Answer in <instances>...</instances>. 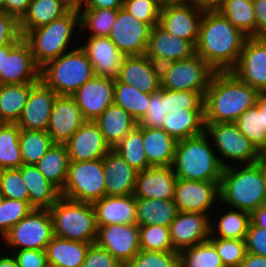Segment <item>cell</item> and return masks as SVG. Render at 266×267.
I'll list each match as a JSON object with an SVG mask.
<instances>
[{"mask_svg":"<svg viewBox=\"0 0 266 267\" xmlns=\"http://www.w3.org/2000/svg\"><path fill=\"white\" fill-rule=\"evenodd\" d=\"M19 144L23 164L35 165L54 143L47 131L21 129Z\"/></svg>","mask_w":266,"mask_h":267,"instance_id":"cell-43","label":"cell"},{"mask_svg":"<svg viewBox=\"0 0 266 267\" xmlns=\"http://www.w3.org/2000/svg\"><path fill=\"white\" fill-rule=\"evenodd\" d=\"M161 87L172 91L199 92L203 97L216 72L198 54L160 66Z\"/></svg>","mask_w":266,"mask_h":267,"instance_id":"cell-10","label":"cell"},{"mask_svg":"<svg viewBox=\"0 0 266 267\" xmlns=\"http://www.w3.org/2000/svg\"><path fill=\"white\" fill-rule=\"evenodd\" d=\"M112 150L137 171L150 167L144 152L143 127L139 124L123 139L119 140Z\"/></svg>","mask_w":266,"mask_h":267,"instance_id":"cell-40","label":"cell"},{"mask_svg":"<svg viewBox=\"0 0 266 267\" xmlns=\"http://www.w3.org/2000/svg\"><path fill=\"white\" fill-rule=\"evenodd\" d=\"M53 236V221L49 210L34 208L15 224L0 241H3V246L6 247L4 248L5 251L45 250Z\"/></svg>","mask_w":266,"mask_h":267,"instance_id":"cell-11","label":"cell"},{"mask_svg":"<svg viewBox=\"0 0 266 267\" xmlns=\"http://www.w3.org/2000/svg\"><path fill=\"white\" fill-rule=\"evenodd\" d=\"M81 267H124L110 252L96 242L90 244Z\"/></svg>","mask_w":266,"mask_h":267,"instance_id":"cell-55","label":"cell"},{"mask_svg":"<svg viewBox=\"0 0 266 267\" xmlns=\"http://www.w3.org/2000/svg\"><path fill=\"white\" fill-rule=\"evenodd\" d=\"M124 267H180L178 251L140 250Z\"/></svg>","mask_w":266,"mask_h":267,"instance_id":"cell-50","label":"cell"},{"mask_svg":"<svg viewBox=\"0 0 266 267\" xmlns=\"http://www.w3.org/2000/svg\"><path fill=\"white\" fill-rule=\"evenodd\" d=\"M94 122L111 149L138 125L130 113L115 104L110 105Z\"/></svg>","mask_w":266,"mask_h":267,"instance_id":"cell-33","label":"cell"},{"mask_svg":"<svg viewBox=\"0 0 266 267\" xmlns=\"http://www.w3.org/2000/svg\"><path fill=\"white\" fill-rule=\"evenodd\" d=\"M196 54V47L162 29L158 24L152 27L146 55L158 66L183 60Z\"/></svg>","mask_w":266,"mask_h":267,"instance_id":"cell-23","label":"cell"},{"mask_svg":"<svg viewBox=\"0 0 266 267\" xmlns=\"http://www.w3.org/2000/svg\"><path fill=\"white\" fill-rule=\"evenodd\" d=\"M123 8L152 27L158 24L161 4L156 0H124Z\"/></svg>","mask_w":266,"mask_h":267,"instance_id":"cell-54","label":"cell"},{"mask_svg":"<svg viewBox=\"0 0 266 267\" xmlns=\"http://www.w3.org/2000/svg\"><path fill=\"white\" fill-rule=\"evenodd\" d=\"M97 226L137 224L136 197L104 196L93 204Z\"/></svg>","mask_w":266,"mask_h":267,"instance_id":"cell-28","label":"cell"},{"mask_svg":"<svg viewBox=\"0 0 266 267\" xmlns=\"http://www.w3.org/2000/svg\"><path fill=\"white\" fill-rule=\"evenodd\" d=\"M256 105L264 113L265 126H266V92H259Z\"/></svg>","mask_w":266,"mask_h":267,"instance_id":"cell-66","label":"cell"},{"mask_svg":"<svg viewBox=\"0 0 266 267\" xmlns=\"http://www.w3.org/2000/svg\"><path fill=\"white\" fill-rule=\"evenodd\" d=\"M140 249L147 251H175L170 240L169 226L144 225L139 226Z\"/></svg>","mask_w":266,"mask_h":267,"instance_id":"cell-47","label":"cell"},{"mask_svg":"<svg viewBox=\"0 0 266 267\" xmlns=\"http://www.w3.org/2000/svg\"><path fill=\"white\" fill-rule=\"evenodd\" d=\"M29 191V202L36 209H49L60 197V191L52 185L35 165L19 167Z\"/></svg>","mask_w":266,"mask_h":267,"instance_id":"cell-30","label":"cell"},{"mask_svg":"<svg viewBox=\"0 0 266 267\" xmlns=\"http://www.w3.org/2000/svg\"><path fill=\"white\" fill-rule=\"evenodd\" d=\"M114 83L115 79L94 76L71 95L86 121H95L114 104Z\"/></svg>","mask_w":266,"mask_h":267,"instance_id":"cell-18","label":"cell"},{"mask_svg":"<svg viewBox=\"0 0 266 267\" xmlns=\"http://www.w3.org/2000/svg\"><path fill=\"white\" fill-rule=\"evenodd\" d=\"M219 184L220 182L178 178L174 196L178 212L203 213L210 217L215 215L214 212L216 208L218 210L220 203Z\"/></svg>","mask_w":266,"mask_h":267,"instance_id":"cell-13","label":"cell"},{"mask_svg":"<svg viewBox=\"0 0 266 267\" xmlns=\"http://www.w3.org/2000/svg\"><path fill=\"white\" fill-rule=\"evenodd\" d=\"M239 267H266V257L247 252Z\"/></svg>","mask_w":266,"mask_h":267,"instance_id":"cell-62","label":"cell"},{"mask_svg":"<svg viewBox=\"0 0 266 267\" xmlns=\"http://www.w3.org/2000/svg\"><path fill=\"white\" fill-rule=\"evenodd\" d=\"M205 10H216L224 0H193Z\"/></svg>","mask_w":266,"mask_h":267,"instance_id":"cell-64","label":"cell"},{"mask_svg":"<svg viewBox=\"0 0 266 267\" xmlns=\"http://www.w3.org/2000/svg\"><path fill=\"white\" fill-rule=\"evenodd\" d=\"M234 123L257 150L266 142L264 113L257 105L244 111Z\"/></svg>","mask_w":266,"mask_h":267,"instance_id":"cell-46","label":"cell"},{"mask_svg":"<svg viewBox=\"0 0 266 267\" xmlns=\"http://www.w3.org/2000/svg\"><path fill=\"white\" fill-rule=\"evenodd\" d=\"M4 198L29 202V191L19 168L4 169L0 181Z\"/></svg>","mask_w":266,"mask_h":267,"instance_id":"cell-51","label":"cell"},{"mask_svg":"<svg viewBox=\"0 0 266 267\" xmlns=\"http://www.w3.org/2000/svg\"><path fill=\"white\" fill-rule=\"evenodd\" d=\"M90 244L54 235L45 248L48 265L52 267H81Z\"/></svg>","mask_w":266,"mask_h":267,"instance_id":"cell-31","label":"cell"},{"mask_svg":"<svg viewBox=\"0 0 266 267\" xmlns=\"http://www.w3.org/2000/svg\"><path fill=\"white\" fill-rule=\"evenodd\" d=\"M178 213L174 199L136 198L137 224L169 226Z\"/></svg>","mask_w":266,"mask_h":267,"instance_id":"cell-37","label":"cell"},{"mask_svg":"<svg viewBox=\"0 0 266 267\" xmlns=\"http://www.w3.org/2000/svg\"><path fill=\"white\" fill-rule=\"evenodd\" d=\"M165 107V89L150 94L149 106L145 116L138 122L141 127L163 128L164 118L167 115Z\"/></svg>","mask_w":266,"mask_h":267,"instance_id":"cell-53","label":"cell"},{"mask_svg":"<svg viewBox=\"0 0 266 267\" xmlns=\"http://www.w3.org/2000/svg\"><path fill=\"white\" fill-rule=\"evenodd\" d=\"M156 1L159 2L161 5H164V4L176 3L181 0H156Z\"/></svg>","mask_w":266,"mask_h":267,"instance_id":"cell-70","label":"cell"},{"mask_svg":"<svg viewBox=\"0 0 266 267\" xmlns=\"http://www.w3.org/2000/svg\"><path fill=\"white\" fill-rule=\"evenodd\" d=\"M70 9L80 10L84 7L86 0H62Z\"/></svg>","mask_w":266,"mask_h":267,"instance_id":"cell-68","label":"cell"},{"mask_svg":"<svg viewBox=\"0 0 266 267\" xmlns=\"http://www.w3.org/2000/svg\"><path fill=\"white\" fill-rule=\"evenodd\" d=\"M124 0H86L81 9H119L123 7Z\"/></svg>","mask_w":266,"mask_h":267,"instance_id":"cell-61","label":"cell"},{"mask_svg":"<svg viewBox=\"0 0 266 267\" xmlns=\"http://www.w3.org/2000/svg\"><path fill=\"white\" fill-rule=\"evenodd\" d=\"M261 168L262 178L266 187V165H258Z\"/></svg>","mask_w":266,"mask_h":267,"instance_id":"cell-69","label":"cell"},{"mask_svg":"<svg viewBox=\"0 0 266 267\" xmlns=\"http://www.w3.org/2000/svg\"><path fill=\"white\" fill-rule=\"evenodd\" d=\"M220 205V210L224 213L221 212L219 215L216 210L215 214L218 216L210 217V237L245 240L251 222L250 213L229 207L224 210V206L219 203Z\"/></svg>","mask_w":266,"mask_h":267,"instance_id":"cell-34","label":"cell"},{"mask_svg":"<svg viewBox=\"0 0 266 267\" xmlns=\"http://www.w3.org/2000/svg\"><path fill=\"white\" fill-rule=\"evenodd\" d=\"M246 250L249 253L266 257V229L250 222L245 238Z\"/></svg>","mask_w":266,"mask_h":267,"instance_id":"cell-58","label":"cell"},{"mask_svg":"<svg viewBox=\"0 0 266 267\" xmlns=\"http://www.w3.org/2000/svg\"><path fill=\"white\" fill-rule=\"evenodd\" d=\"M2 63H3V46H0V73H2Z\"/></svg>","mask_w":266,"mask_h":267,"instance_id":"cell-71","label":"cell"},{"mask_svg":"<svg viewBox=\"0 0 266 267\" xmlns=\"http://www.w3.org/2000/svg\"><path fill=\"white\" fill-rule=\"evenodd\" d=\"M80 30L79 10L70 9L62 17L47 25L20 32L30 47L35 63L41 68L47 62L74 49L75 47L72 48V45L76 44L75 39H77L74 35H81L82 33H78L81 32Z\"/></svg>","mask_w":266,"mask_h":267,"instance_id":"cell-3","label":"cell"},{"mask_svg":"<svg viewBox=\"0 0 266 267\" xmlns=\"http://www.w3.org/2000/svg\"><path fill=\"white\" fill-rule=\"evenodd\" d=\"M31 0H5L4 12L20 21L26 14Z\"/></svg>","mask_w":266,"mask_h":267,"instance_id":"cell-60","label":"cell"},{"mask_svg":"<svg viewBox=\"0 0 266 267\" xmlns=\"http://www.w3.org/2000/svg\"><path fill=\"white\" fill-rule=\"evenodd\" d=\"M106 196L132 195L138 171L112 149L103 157Z\"/></svg>","mask_w":266,"mask_h":267,"instance_id":"cell-27","label":"cell"},{"mask_svg":"<svg viewBox=\"0 0 266 267\" xmlns=\"http://www.w3.org/2000/svg\"><path fill=\"white\" fill-rule=\"evenodd\" d=\"M60 194L66 199L91 204L106 196L103 158L70 161Z\"/></svg>","mask_w":266,"mask_h":267,"instance_id":"cell-8","label":"cell"},{"mask_svg":"<svg viewBox=\"0 0 266 267\" xmlns=\"http://www.w3.org/2000/svg\"><path fill=\"white\" fill-rule=\"evenodd\" d=\"M69 162L65 144H53L35 166L61 192L66 181Z\"/></svg>","mask_w":266,"mask_h":267,"instance_id":"cell-38","label":"cell"},{"mask_svg":"<svg viewBox=\"0 0 266 267\" xmlns=\"http://www.w3.org/2000/svg\"><path fill=\"white\" fill-rule=\"evenodd\" d=\"M94 76L92 63L79 45L40 70V80L59 96H71Z\"/></svg>","mask_w":266,"mask_h":267,"instance_id":"cell-6","label":"cell"},{"mask_svg":"<svg viewBox=\"0 0 266 267\" xmlns=\"http://www.w3.org/2000/svg\"><path fill=\"white\" fill-rule=\"evenodd\" d=\"M79 41V46L92 63L95 76L116 79L120 73L125 55L109 37H86Z\"/></svg>","mask_w":266,"mask_h":267,"instance_id":"cell-21","label":"cell"},{"mask_svg":"<svg viewBox=\"0 0 266 267\" xmlns=\"http://www.w3.org/2000/svg\"><path fill=\"white\" fill-rule=\"evenodd\" d=\"M55 236L95 243L98 234L96 214L91 203L60 197L49 209Z\"/></svg>","mask_w":266,"mask_h":267,"instance_id":"cell-7","label":"cell"},{"mask_svg":"<svg viewBox=\"0 0 266 267\" xmlns=\"http://www.w3.org/2000/svg\"><path fill=\"white\" fill-rule=\"evenodd\" d=\"M96 243L105 248L125 266L141 250L139 225L111 224L98 226Z\"/></svg>","mask_w":266,"mask_h":267,"instance_id":"cell-16","label":"cell"},{"mask_svg":"<svg viewBox=\"0 0 266 267\" xmlns=\"http://www.w3.org/2000/svg\"><path fill=\"white\" fill-rule=\"evenodd\" d=\"M70 8L62 0H31L29 8L19 21L20 31H30L62 17Z\"/></svg>","mask_w":266,"mask_h":267,"instance_id":"cell-36","label":"cell"},{"mask_svg":"<svg viewBox=\"0 0 266 267\" xmlns=\"http://www.w3.org/2000/svg\"><path fill=\"white\" fill-rule=\"evenodd\" d=\"M216 10L246 36L256 38V16L252 0H224Z\"/></svg>","mask_w":266,"mask_h":267,"instance_id":"cell-39","label":"cell"},{"mask_svg":"<svg viewBox=\"0 0 266 267\" xmlns=\"http://www.w3.org/2000/svg\"><path fill=\"white\" fill-rule=\"evenodd\" d=\"M16 124L3 123L0 127V166L3 169L19 168L23 164Z\"/></svg>","mask_w":266,"mask_h":267,"instance_id":"cell-44","label":"cell"},{"mask_svg":"<svg viewBox=\"0 0 266 267\" xmlns=\"http://www.w3.org/2000/svg\"><path fill=\"white\" fill-rule=\"evenodd\" d=\"M176 141L205 132L204 109L172 111L164 118L163 128Z\"/></svg>","mask_w":266,"mask_h":267,"instance_id":"cell-32","label":"cell"},{"mask_svg":"<svg viewBox=\"0 0 266 267\" xmlns=\"http://www.w3.org/2000/svg\"><path fill=\"white\" fill-rule=\"evenodd\" d=\"M117 79L151 94L161 89V69L146 54L125 56Z\"/></svg>","mask_w":266,"mask_h":267,"instance_id":"cell-20","label":"cell"},{"mask_svg":"<svg viewBox=\"0 0 266 267\" xmlns=\"http://www.w3.org/2000/svg\"><path fill=\"white\" fill-rule=\"evenodd\" d=\"M3 199H4V196H3L2 193L0 192V204L2 203Z\"/></svg>","mask_w":266,"mask_h":267,"instance_id":"cell-74","label":"cell"},{"mask_svg":"<svg viewBox=\"0 0 266 267\" xmlns=\"http://www.w3.org/2000/svg\"><path fill=\"white\" fill-rule=\"evenodd\" d=\"M80 31L85 37H109L117 9H80ZM87 30V31H86Z\"/></svg>","mask_w":266,"mask_h":267,"instance_id":"cell-42","label":"cell"},{"mask_svg":"<svg viewBox=\"0 0 266 267\" xmlns=\"http://www.w3.org/2000/svg\"><path fill=\"white\" fill-rule=\"evenodd\" d=\"M250 220L252 224L266 229V203L250 214Z\"/></svg>","mask_w":266,"mask_h":267,"instance_id":"cell-63","label":"cell"},{"mask_svg":"<svg viewBox=\"0 0 266 267\" xmlns=\"http://www.w3.org/2000/svg\"><path fill=\"white\" fill-rule=\"evenodd\" d=\"M165 107L167 113L184 109H204V97L199 92L165 89Z\"/></svg>","mask_w":266,"mask_h":267,"instance_id":"cell-52","label":"cell"},{"mask_svg":"<svg viewBox=\"0 0 266 267\" xmlns=\"http://www.w3.org/2000/svg\"><path fill=\"white\" fill-rule=\"evenodd\" d=\"M5 0H0V12H4Z\"/></svg>","mask_w":266,"mask_h":267,"instance_id":"cell-72","label":"cell"},{"mask_svg":"<svg viewBox=\"0 0 266 267\" xmlns=\"http://www.w3.org/2000/svg\"><path fill=\"white\" fill-rule=\"evenodd\" d=\"M18 267H48L45 250L23 249L8 251Z\"/></svg>","mask_w":266,"mask_h":267,"instance_id":"cell-57","label":"cell"},{"mask_svg":"<svg viewBox=\"0 0 266 267\" xmlns=\"http://www.w3.org/2000/svg\"><path fill=\"white\" fill-rule=\"evenodd\" d=\"M150 94L142 93L138 88L120 82L114 83V104L122 107L139 122L146 114Z\"/></svg>","mask_w":266,"mask_h":267,"instance_id":"cell-41","label":"cell"},{"mask_svg":"<svg viewBox=\"0 0 266 267\" xmlns=\"http://www.w3.org/2000/svg\"><path fill=\"white\" fill-rule=\"evenodd\" d=\"M41 68L35 63L27 42L3 45L2 73L0 84H24L40 81Z\"/></svg>","mask_w":266,"mask_h":267,"instance_id":"cell-14","label":"cell"},{"mask_svg":"<svg viewBox=\"0 0 266 267\" xmlns=\"http://www.w3.org/2000/svg\"><path fill=\"white\" fill-rule=\"evenodd\" d=\"M204 11L193 0L164 4L161 5L158 25L175 37L190 41L196 47Z\"/></svg>","mask_w":266,"mask_h":267,"instance_id":"cell-12","label":"cell"},{"mask_svg":"<svg viewBox=\"0 0 266 267\" xmlns=\"http://www.w3.org/2000/svg\"><path fill=\"white\" fill-rule=\"evenodd\" d=\"M180 267H224L222 260L210 241L184 248L179 252Z\"/></svg>","mask_w":266,"mask_h":267,"instance_id":"cell-45","label":"cell"},{"mask_svg":"<svg viewBox=\"0 0 266 267\" xmlns=\"http://www.w3.org/2000/svg\"><path fill=\"white\" fill-rule=\"evenodd\" d=\"M219 193L220 204L251 214L266 203V187L261 168L256 163L225 167Z\"/></svg>","mask_w":266,"mask_h":267,"instance_id":"cell-5","label":"cell"},{"mask_svg":"<svg viewBox=\"0 0 266 267\" xmlns=\"http://www.w3.org/2000/svg\"><path fill=\"white\" fill-rule=\"evenodd\" d=\"M258 94L231 71L215 72L204 96L205 123H234L256 105Z\"/></svg>","mask_w":266,"mask_h":267,"instance_id":"cell-2","label":"cell"},{"mask_svg":"<svg viewBox=\"0 0 266 267\" xmlns=\"http://www.w3.org/2000/svg\"><path fill=\"white\" fill-rule=\"evenodd\" d=\"M248 38L217 10H205L200 24L196 54L216 72L232 71Z\"/></svg>","mask_w":266,"mask_h":267,"instance_id":"cell-1","label":"cell"},{"mask_svg":"<svg viewBox=\"0 0 266 267\" xmlns=\"http://www.w3.org/2000/svg\"><path fill=\"white\" fill-rule=\"evenodd\" d=\"M171 167L177 178L207 182H220L224 170L205 132L177 141Z\"/></svg>","mask_w":266,"mask_h":267,"instance_id":"cell-4","label":"cell"},{"mask_svg":"<svg viewBox=\"0 0 266 267\" xmlns=\"http://www.w3.org/2000/svg\"><path fill=\"white\" fill-rule=\"evenodd\" d=\"M33 209L30 202L4 198L0 204V239Z\"/></svg>","mask_w":266,"mask_h":267,"instance_id":"cell-48","label":"cell"},{"mask_svg":"<svg viewBox=\"0 0 266 267\" xmlns=\"http://www.w3.org/2000/svg\"><path fill=\"white\" fill-rule=\"evenodd\" d=\"M224 267H239L247 253L245 240L209 237Z\"/></svg>","mask_w":266,"mask_h":267,"instance_id":"cell-49","label":"cell"},{"mask_svg":"<svg viewBox=\"0 0 266 267\" xmlns=\"http://www.w3.org/2000/svg\"><path fill=\"white\" fill-rule=\"evenodd\" d=\"M38 82L24 84H0V120L16 124L27 103L31 89Z\"/></svg>","mask_w":266,"mask_h":267,"instance_id":"cell-35","label":"cell"},{"mask_svg":"<svg viewBox=\"0 0 266 267\" xmlns=\"http://www.w3.org/2000/svg\"><path fill=\"white\" fill-rule=\"evenodd\" d=\"M205 133L224 168L257 162L256 147L239 131L235 123H205Z\"/></svg>","mask_w":266,"mask_h":267,"instance_id":"cell-9","label":"cell"},{"mask_svg":"<svg viewBox=\"0 0 266 267\" xmlns=\"http://www.w3.org/2000/svg\"><path fill=\"white\" fill-rule=\"evenodd\" d=\"M65 146L70 161L75 162L100 159L111 150L94 121H85Z\"/></svg>","mask_w":266,"mask_h":267,"instance_id":"cell-25","label":"cell"},{"mask_svg":"<svg viewBox=\"0 0 266 267\" xmlns=\"http://www.w3.org/2000/svg\"><path fill=\"white\" fill-rule=\"evenodd\" d=\"M3 171H4V169L0 166V181H1Z\"/></svg>","mask_w":266,"mask_h":267,"instance_id":"cell-73","label":"cell"},{"mask_svg":"<svg viewBox=\"0 0 266 267\" xmlns=\"http://www.w3.org/2000/svg\"><path fill=\"white\" fill-rule=\"evenodd\" d=\"M85 121L71 96L58 95L53 103L46 131L54 144H65Z\"/></svg>","mask_w":266,"mask_h":267,"instance_id":"cell-22","label":"cell"},{"mask_svg":"<svg viewBox=\"0 0 266 267\" xmlns=\"http://www.w3.org/2000/svg\"><path fill=\"white\" fill-rule=\"evenodd\" d=\"M176 144L164 129L143 127L144 152L150 167L172 166Z\"/></svg>","mask_w":266,"mask_h":267,"instance_id":"cell-29","label":"cell"},{"mask_svg":"<svg viewBox=\"0 0 266 267\" xmlns=\"http://www.w3.org/2000/svg\"><path fill=\"white\" fill-rule=\"evenodd\" d=\"M170 240L175 251L209 240L210 216L203 213L178 212L169 225Z\"/></svg>","mask_w":266,"mask_h":267,"instance_id":"cell-19","label":"cell"},{"mask_svg":"<svg viewBox=\"0 0 266 267\" xmlns=\"http://www.w3.org/2000/svg\"><path fill=\"white\" fill-rule=\"evenodd\" d=\"M231 72L252 88L266 92V38L248 37Z\"/></svg>","mask_w":266,"mask_h":267,"instance_id":"cell-17","label":"cell"},{"mask_svg":"<svg viewBox=\"0 0 266 267\" xmlns=\"http://www.w3.org/2000/svg\"><path fill=\"white\" fill-rule=\"evenodd\" d=\"M22 38L19 21L10 14L0 12V46L19 42Z\"/></svg>","mask_w":266,"mask_h":267,"instance_id":"cell-56","label":"cell"},{"mask_svg":"<svg viewBox=\"0 0 266 267\" xmlns=\"http://www.w3.org/2000/svg\"><path fill=\"white\" fill-rule=\"evenodd\" d=\"M151 30V25L136 19L122 7L117 9L109 38L125 56L144 55Z\"/></svg>","mask_w":266,"mask_h":267,"instance_id":"cell-15","label":"cell"},{"mask_svg":"<svg viewBox=\"0 0 266 267\" xmlns=\"http://www.w3.org/2000/svg\"><path fill=\"white\" fill-rule=\"evenodd\" d=\"M57 94L41 80L31 89L16 125L23 130L46 131Z\"/></svg>","mask_w":266,"mask_h":267,"instance_id":"cell-24","label":"cell"},{"mask_svg":"<svg viewBox=\"0 0 266 267\" xmlns=\"http://www.w3.org/2000/svg\"><path fill=\"white\" fill-rule=\"evenodd\" d=\"M177 176L171 166L138 171L133 195L136 198L174 199Z\"/></svg>","mask_w":266,"mask_h":267,"instance_id":"cell-26","label":"cell"},{"mask_svg":"<svg viewBox=\"0 0 266 267\" xmlns=\"http://www.w3.org/2000/svg\"><path fill=\"white\" fill-rule=\"evenodd\" d=\"M0 254V267H18L11 253Z\"/></svg>","mask_w":266,"mask_h":267,"instance_id":"cell-65","label":"cell"},{"mask_svg":"<svg viewBox=\"0 0 266 267\" xmlns=\"http://www.w3.org/2000/svg\"><path fill=\"white\" fill-rule=\"evenodd\" d=\"M257 165H266V142L257 150Z\"/></svg>","mask_w":266,"mask_h":267,"instance_id":"cell-67","label":"cell"},{"mask_svg":"<svg viewBox=\"0 0 266 267\" xmlns=\"http://www.w3.org/2000/svg\"><path fill=\"white\" fill-rule=\"evenodd\" d=\"M256 16V38H266V0H252Z\"/></svg>","mask_w":266,"mask_h":267,"instance_id":"cell-59","label":"cell"}]
</instances>
